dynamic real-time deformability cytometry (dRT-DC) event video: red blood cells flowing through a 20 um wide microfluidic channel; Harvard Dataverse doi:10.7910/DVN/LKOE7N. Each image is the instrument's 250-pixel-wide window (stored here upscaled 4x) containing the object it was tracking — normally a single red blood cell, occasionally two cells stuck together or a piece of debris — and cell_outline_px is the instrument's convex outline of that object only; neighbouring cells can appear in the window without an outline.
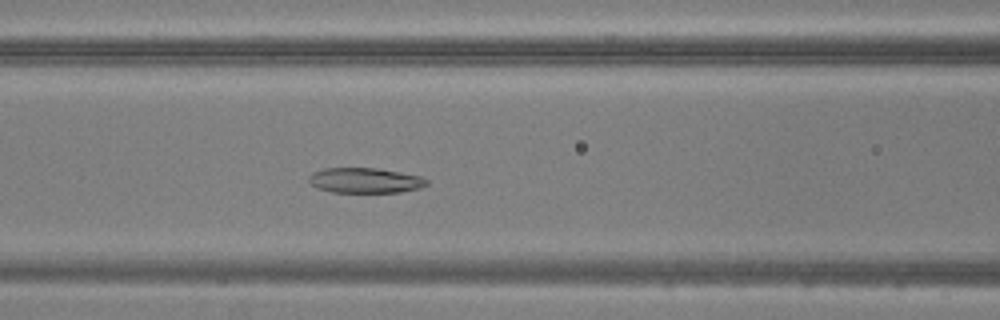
{"species": "common noctule bat (a hibernating species)", "species_latin": "Nyctalus noctula", "temperature_condition": "warm", "stored_images_in_passage": 48, "camera_frame_rate_fps": 3000, "um_per_image_px": 0.085, "animal": {"sex": "male", "body_mass_g": 20.5, "forearm_length_mm": 52.5}, "frame": {"image": 1, "passage_image": 19, "time_ms": 6.0, "image_size_px": [1000, 320], "cell_outline_px": [[428, 184], [420, 188], [400, 192], [332, 192], [316, 188], [308, 180], [308, 176], [312, 172], [324, 168], [380, 168], [420, 176], [428, 180]], "centroid_in_image_um": [31.02, 15.33], "position_along_channel_um": 135.6, "area_um2": 17.4}}
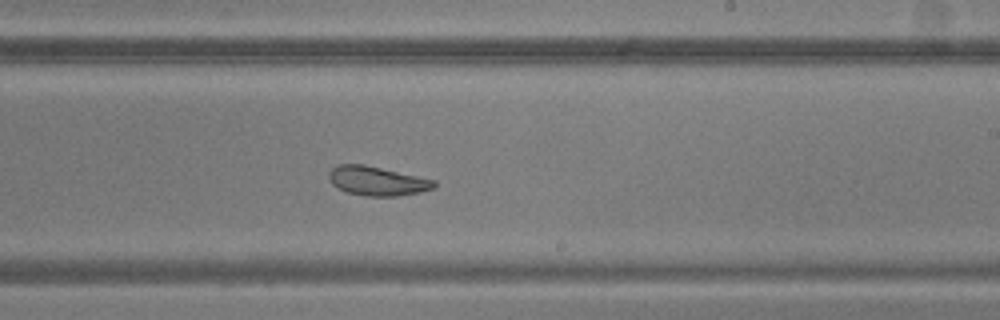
{"frame": {"image": 2, "passage_image": 28, "time_ms": 9.0, "image_size_px": [1000, 320], "cell_outline_px": [[436, 184], [432, 188], [420, 192], [396, 196], [368, 196], [348, 192], [332, 184], [328, 176], [328, 172], [332, 168], [340, 164], [364, 164], [436, 180]], "centroid_in_image_um": [32.05, 15.37], "position_along_channel_um": 256.9, "area_um2": 17.69}}
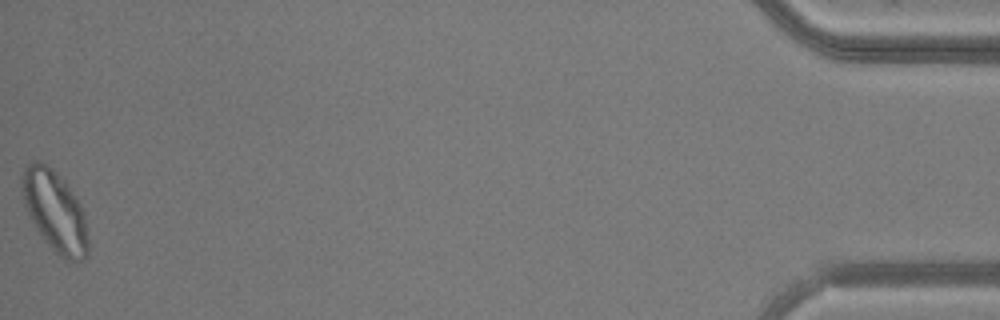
{"frame": {"image": 3, "passage_image": 48, "time_ms": 15.667, "image_size_px": [1000, 320], "cell_outline_px": [[88, 252], [80, 260], [64, 260], [44, 240], [36, 228], [24, 204], [20, 184], [20, 176], [24, 168], [32, 160], [40, 160], [56, 172], [64, 180], [76, 196], [84, 212], [88, 240]], "centroid_in_image_um": [4.64, 17.9], "position_along_channel_um": 430.6, "area_um2": 31.15}}